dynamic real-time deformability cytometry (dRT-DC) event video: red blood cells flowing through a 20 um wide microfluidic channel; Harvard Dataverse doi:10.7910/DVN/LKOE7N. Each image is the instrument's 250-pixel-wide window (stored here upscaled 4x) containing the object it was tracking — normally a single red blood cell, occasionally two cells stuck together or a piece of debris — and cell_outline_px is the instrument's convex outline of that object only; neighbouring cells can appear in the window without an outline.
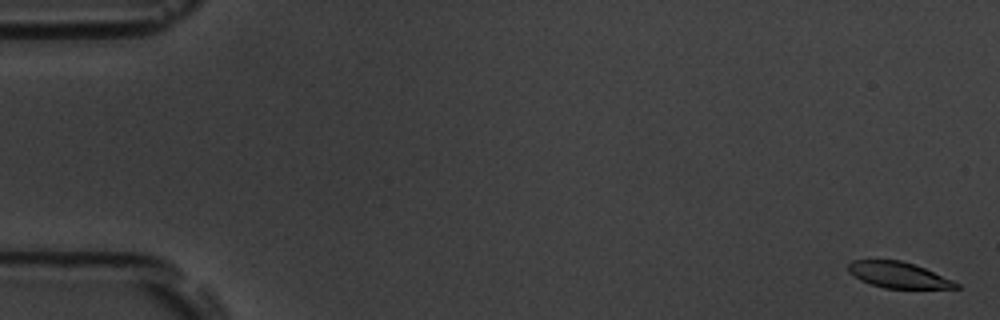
{"species": "common noctule bat (a hibernating species)", "species_latin": "Nyctalus noctula", "temperature_condition": "room temperature", "stored_images_in_passage": 58, "camera_frame_rate_fps": 3000, "um_per_image_px": 0.085, "animal": {"sex": "male", "body_mass_g": 19.5, "forearm_length_mm": 54.6}, "frame": {"image": 1, "passage_image": 2, "time_ms": 0.333, "image_size_px": [1000, 320], "cell_outline_px": [[960, 288], [884, 288], [860, 280], [848, 272], [848, 264], [852, 260], [900, 260], [924, 268], [952, 280], [960, 284]], "centroid_in_image_um": [76.33, 23.37], "position_along_channel_um": 8.7, "area_um2": 16.07}}
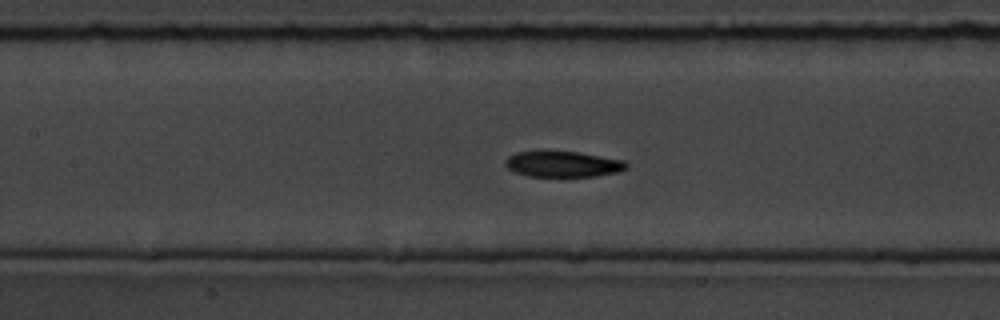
{"frame": {"image": 2, "passage_image": 27, "time_ms": 8.667, "image_size_px": [1000, 320], "cell_outline_px": [[628, 168], [616, 172], [596, 176], [564, 180], [528, 176], [512, 172], [504, 164], [504, 160], [508, 156], [516, 152], [580, 152], [624, 160], [628, 164]], "centroid_in_image_um": [47.83, 14.01], "position_along_channel_um": 159.6, "area_um2": 19.13}}
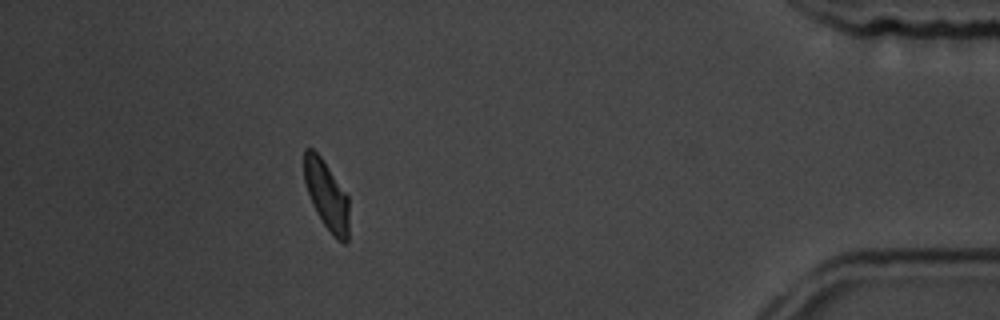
{"frame": {"image": 3, "passage_image": 52, "time_ms": 17.0, "image_size_px": [1000, 320], "cell_outline_px": [[348, 240], [344, 244], [336, 240], [332, 236], [316, 212], [312, 204], [304, 180], [304, 148], [312, 148], [320, 156], [348, 196]], "centroid_in_image_um": [27.76, 16.63], "position_along_channel_um": 407.4, "area_um2": 17.92}, "authors_computed_cell_mechanics": {"area_um2": 18.6116, "velocity_mm_per_s": 3.6031, "shape_relaxation_time_tau1_ms": 3.1924, "shape_relaxation_time_tau2_ms": 8.5872, "deformation_change_tau1": 0.1233, "deformation_change_tau2": 0.1373}}